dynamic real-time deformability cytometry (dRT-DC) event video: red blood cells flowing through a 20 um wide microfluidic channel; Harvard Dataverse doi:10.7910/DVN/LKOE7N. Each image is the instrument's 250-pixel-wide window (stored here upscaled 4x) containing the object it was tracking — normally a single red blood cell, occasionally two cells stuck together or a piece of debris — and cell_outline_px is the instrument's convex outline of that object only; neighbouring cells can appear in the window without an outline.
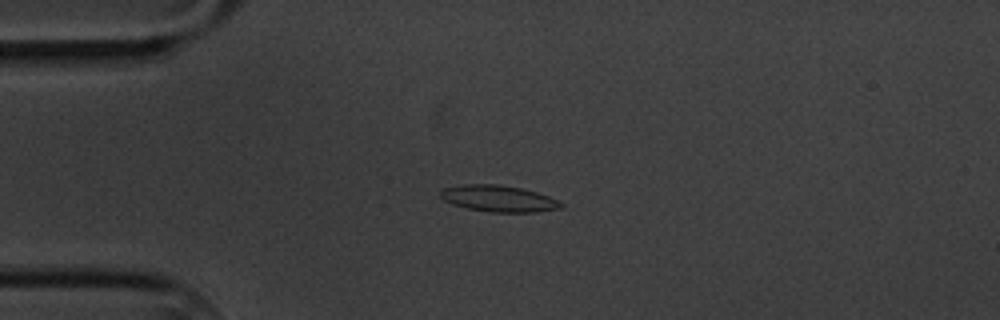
{"species": "common noctule bat (a hibernating species)", "species_latin": "Nyctalus noctula", "temperature_condition": "cold", "stored_images_in_passage": 4, "camera_frame_rate_fps": 3000, "um_per_image_px": 0.085, "animal": {"sex": "male", "body_mass_g": 20.1, "forearm_length_mm": 53.5}, "frame": {"image": 1, "passage_image": 3, "time_ms": 2.333, "image_size_px": [1000, 320], "cell_outline_px": [[564, 204], [560, 208], [536, 212], [492, 212], [468, 208], [452, 204], [444, 200], [440, 196], [440, 192], [444, 188], [464, 184], [496, 184], [520, 188], [536, 192], [560, 200]], "centroid_in_image_um": [42.39, 16.88], "position_along_channel_um": 42.6, "area_um2": 18.44}}